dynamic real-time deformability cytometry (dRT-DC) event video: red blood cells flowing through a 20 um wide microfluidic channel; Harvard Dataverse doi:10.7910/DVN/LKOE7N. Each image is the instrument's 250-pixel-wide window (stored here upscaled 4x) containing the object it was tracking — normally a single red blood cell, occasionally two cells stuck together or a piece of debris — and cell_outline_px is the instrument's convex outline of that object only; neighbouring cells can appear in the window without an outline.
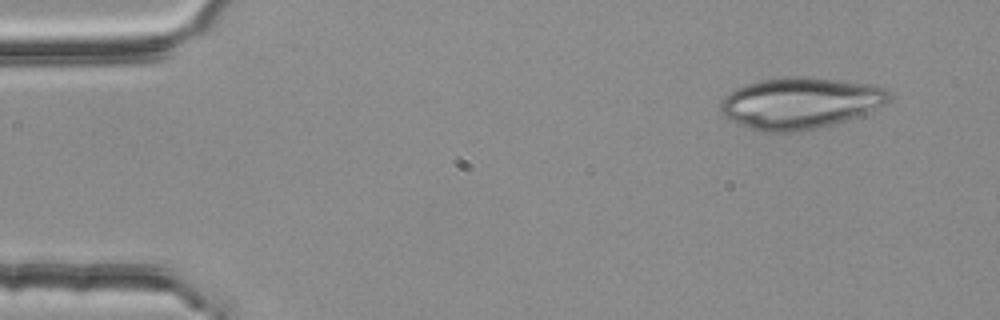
{"species": "common noctule bat (a hibernating species)", "species_latin": "Nyctalus noctula", "temperature_condition": "room temperature", "stored_images_in_passage": 5, "camera_frame_rate_fps": 3000, "um_per_image_px": 0.085, "animal": {"sex": "female", "body_mass_g": 25.1}, "frame": {"image": 1, "passage_image": 1, "time_ms": 0.0, "image_size_px": [1000, 320], "cell_outline_px": [[892, 96], [888, 104], [844, 120], [832, 124], [816, 128], [796, 132], [760, 132], [732, 120], [724, 116], [720, 112], [720, 104], [724, 96], [736, 88], [760, 80], [780, 76], [808, 76], [840, 80], [868, 84], [884, 88]], "centroid_in_image_um": [68.0, 8.74], "position_along_channel_um": 17.0, "area_um2": 50.4}}
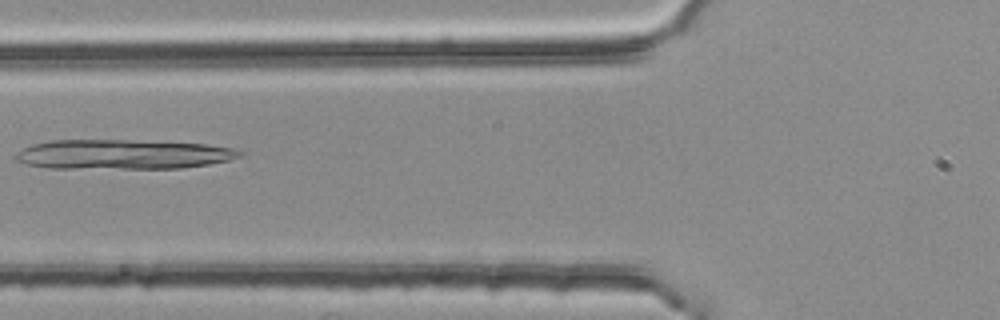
{"frame": {"image": 2, "passage_image": 5, "time_ms": 1.333, "image_size_px": [1000, 320], "cell_outline_px": [[244, 156], [228, 160], [208, 164], [180, 168], [48, 168], [28, 164], [16, 160], [16, 152], [32, 144], [52, 140], [128, 140], [204, 144], [232, 148], [244, 152]], "centroid_in_image_um": [10.44, 13.12], "position_along_channel_um": 115.4, "area_um2": 38.49}}